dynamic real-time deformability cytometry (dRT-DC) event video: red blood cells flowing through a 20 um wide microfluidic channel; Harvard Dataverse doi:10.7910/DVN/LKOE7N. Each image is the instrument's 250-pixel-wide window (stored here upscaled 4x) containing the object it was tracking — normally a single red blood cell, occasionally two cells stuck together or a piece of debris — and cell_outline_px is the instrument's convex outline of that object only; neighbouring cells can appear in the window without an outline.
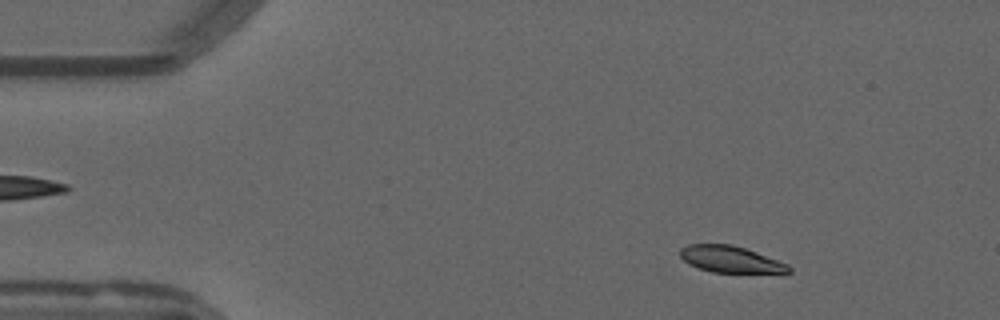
{"species": "common noctule bat (a hibernating species)", "species_latin": "Nyctalus noctula", "temperature_condition": "warm", "stored_images_in_passage": 53, "camera_frame_rate_fps": 3000, "um_per_image_px": 0.085, "animal": {"sex": "male", "forearm_length_mm": 52.5}, "frame": {"image": 1, "passage_image": 7, "time_ms": 2.0, "image_size_px": [1000, 320], "cell_outline_px": [[792, 272], [712, 272], [688, 264], [680, 256], [680, 248], [688, 244], [732, 244], [756, 252], [788, 264], [792, 268]], "centroid_in_image_um": [62.07, 22.03], "position_along_channel_um": 22.9, "area_um2": 16.59}}
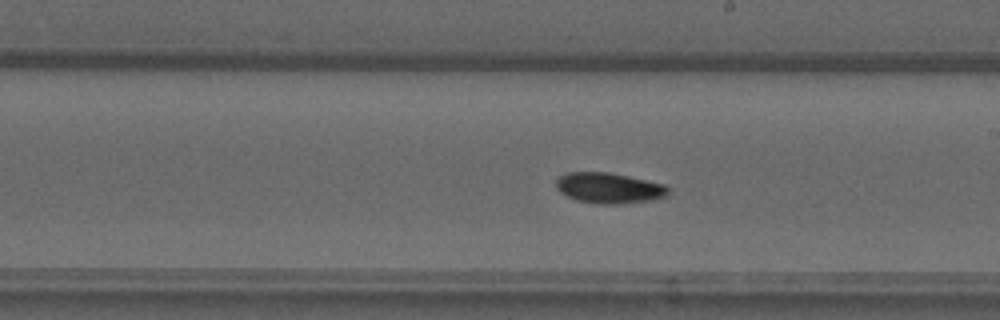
{"frame": {"image": 2, "passage_image": 30, "time_ms": 9.667, "image_size_px": [1000, 320], "cell_outline_px": [[668, 196], [652, 200], [624, 204], [596, 204], [576, 200], [560, 192], [556, 188], [556, 180], [560, 176], [568, 172], [608, 172], [628, 176], [664, 184], [668, 188]], "centroid_in_image_um": [51.76, 15.99], "position_along_channel_um": 237.2, "area_um2": 20.11}}
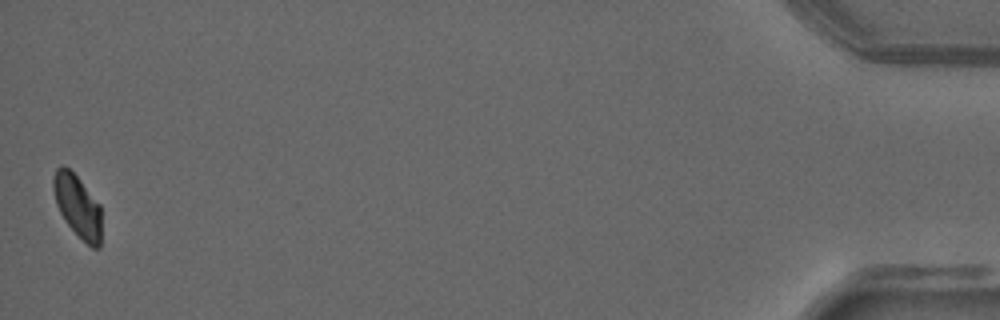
{"frame": {"image": 3, "passage_image": 53, "time_ms": 17.333, "image_size_px": [1000, 320], "cell_outline_px": [[100, 248], [92, 248], [64, 220], [56, 204], [52, 188], [52, 176], [56, 168], [60, 164], [64, 164], [80, 180], [100, 204]], "centroid_in_image_um": [6.56, 17.46], "position_along_channel_um": 428.6, "area_um2": 17.46}, "authors_computed_cell_mechanics": {"area_um2": 18.7272, "velocity_mm_per_s": 3.7816, "shape_relaxation_time_tau1_ms": 4.5069, "shape_relaxation_time_tau2_ms": null, "deformation_change_tau1": 0.1317, "deformation_change_tau2": null}}